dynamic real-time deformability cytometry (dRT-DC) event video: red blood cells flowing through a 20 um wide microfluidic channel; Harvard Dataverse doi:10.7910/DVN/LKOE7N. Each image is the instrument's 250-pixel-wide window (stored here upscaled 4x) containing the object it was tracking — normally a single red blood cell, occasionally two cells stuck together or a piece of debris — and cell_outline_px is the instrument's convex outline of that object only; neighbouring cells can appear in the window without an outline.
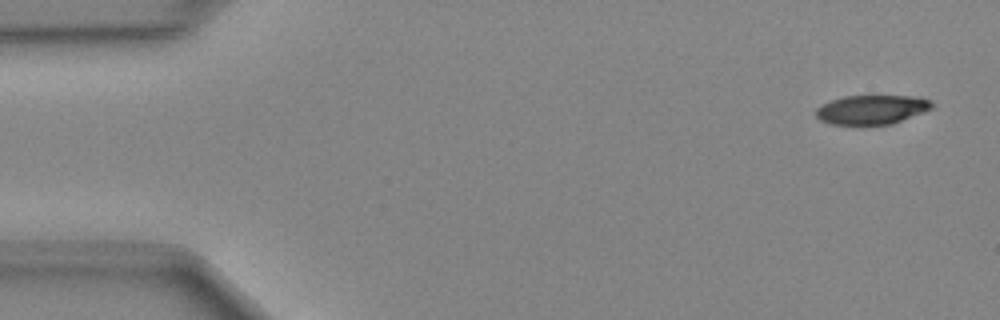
{"species": "Egyptian fruit bat (a non-hibernating species)", "species_latin": "Rousettus aegyptiacus", "temperature_condition": "cold", "stored_images_in_passage": 48, "camera_frame_rate_fps": 3000, "um_per_image_px": 0.085, "animal": {"sex": "female"}, "frame": {"image": 1, "passage_image": 2, "time_ms": 0.333, "image_size_px": [1000, 320], "cell_outline_px": [[932, 108], [892, 124], [832, 124], [820, 120], [816, 116], [816, 108], [832, 100], [844, 96], [912, 96], [928, 100], [932, 104]], "centroid_in_image_um": [74.06, 9.31], "position_along_channel_um": 10.9, "area_um2": 19.31}}
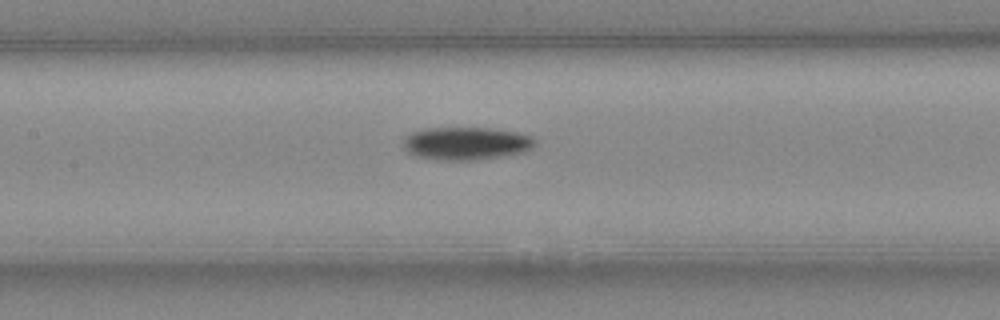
{"frame": {"image": 2, "passage_image": 22, "time_ms": 7.0, "image_size_px": [1000, 320], "cell_outline_px": [[536, 144], [532, 148], [524, 152], [504, 156], [472, 160], [436, 160], [416, 156], [408, 152], [404, 148], [404, 140], [412, 132], [424, 128], [488, 128], [516, 132], [532, 136], [536, 140]], "centroid_in_image_um": [39.65, 12.19], "position_along_channel_um": 167.8, "area_um2": 25.26}}
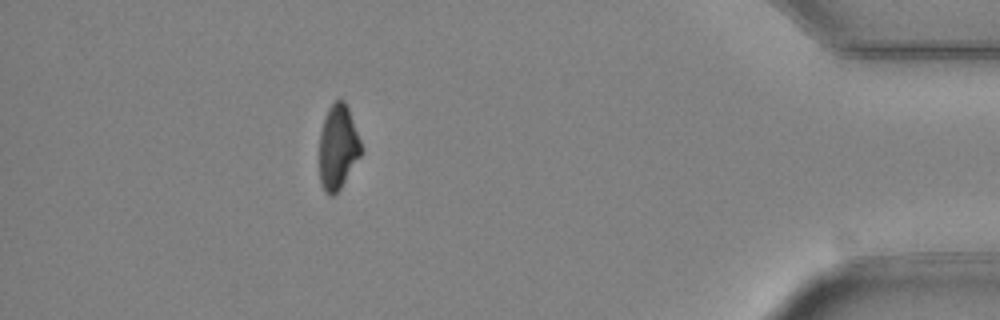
{"frame": {"image": 3, "passage_image": 43, "time_ms": 14.0, "image_size_px": [1000, 320], "cell_outline_px": [[360, 156], [340, 188], [332, 196], [324, 192], [320, 184], [320, 132], [328, 108], [336, 100], [344, 100], [348, 108], [360, 140]], "centroid_in_image_um": [28.7, 12.52], "position_along_channel_um": 406.5, "area_um2": 20.11}}